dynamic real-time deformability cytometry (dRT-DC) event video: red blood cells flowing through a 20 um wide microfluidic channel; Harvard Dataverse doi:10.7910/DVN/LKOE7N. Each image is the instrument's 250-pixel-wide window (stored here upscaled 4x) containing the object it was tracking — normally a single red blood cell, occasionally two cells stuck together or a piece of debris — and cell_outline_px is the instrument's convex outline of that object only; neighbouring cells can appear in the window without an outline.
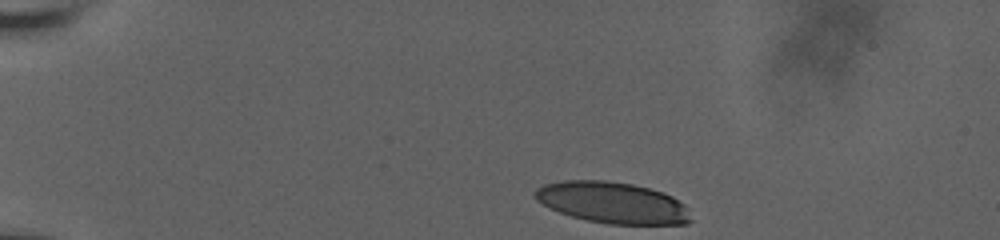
{"species": "human", "species_latin": "Homo sapiens", "temperature_condition": "room temperature", "stored_images_in_passage": 40, "camera_frame_rate_fps": 3000, "um_per_image_px": 0.085, "donor": {"sex": "male"}, "frame": {"image": 1, "passage_image": 1, "time_ms": 0.0, "image_size_px": [1000, 240], "cell_outline_px": [[692, 220], [688, 224], [608, 224], [588, 220], [572, 216], [560, 212], [536, 200], [532, 192], [536, 188], [544, 184], [564, 180], [604, 180], [632, 184], [664, 192], [672, 196], [684, 204]], "centroid_in_image_um": [52.06, 17.22], "position_along_channel_um": 32.9, "area_um2": 37.45}}
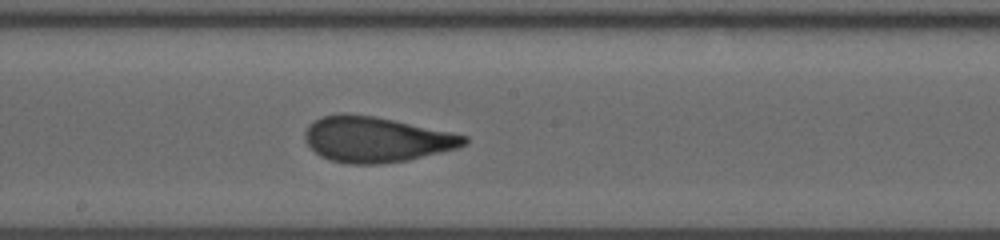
{"frame": {"image": 2, "passage_image": 23, "time_ms": 7.333, "image_size_px": [1000, 240], "cell_outline_px": [[468, 144], [456, 148], [408, 160], [380, 164], [348, 164], [328, 160], [320, 156], [304, 140], [304, 132], [316, 120], [324, 116], [340, 112], [344, 112], [372, 116], [452, 132], [468, 136]], "centroid_in_image_um": [31.97, 11.86], "position_along_channel_um": 216.2, "area_um2": 42.02}}
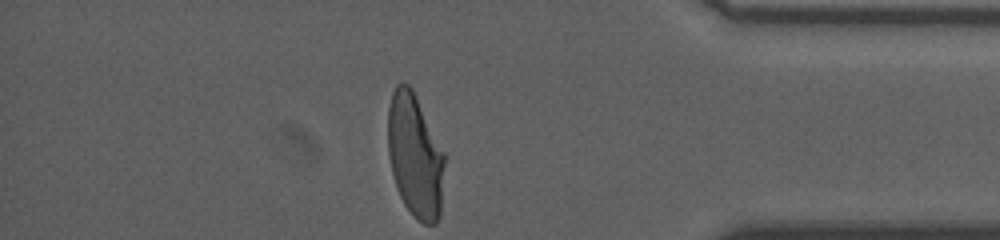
{"frame": {"image": 3, "passage_image": 40, "time_ms": 13.0, "image_size_px": [1000, 240], "cell_outline_px": [[444, 164], [440, 216], [436, 224], [424, 224], [404, 204], [396, 188], [388, 156], [388, 108], [392, 92], [396, 84], [400, 80], [408, 84], [412, 88], [444, 152]], "centroid_in_image_um": [35.26, 13.2], "position_along_channel_um": 399.9, "area_um2": 40.69}, "authors_computed_cell_mechanics": {"area_um2": 41.5582, "velocity_mm_per_s": 3.657, "shape_relaxation_time_tau1_ms": 5.1518, "shape_relaxation_time_tau2_ms": 1.1207, "deformation_change_tau1": 0.2116, "deformation_change_tau2": 0.0787}}